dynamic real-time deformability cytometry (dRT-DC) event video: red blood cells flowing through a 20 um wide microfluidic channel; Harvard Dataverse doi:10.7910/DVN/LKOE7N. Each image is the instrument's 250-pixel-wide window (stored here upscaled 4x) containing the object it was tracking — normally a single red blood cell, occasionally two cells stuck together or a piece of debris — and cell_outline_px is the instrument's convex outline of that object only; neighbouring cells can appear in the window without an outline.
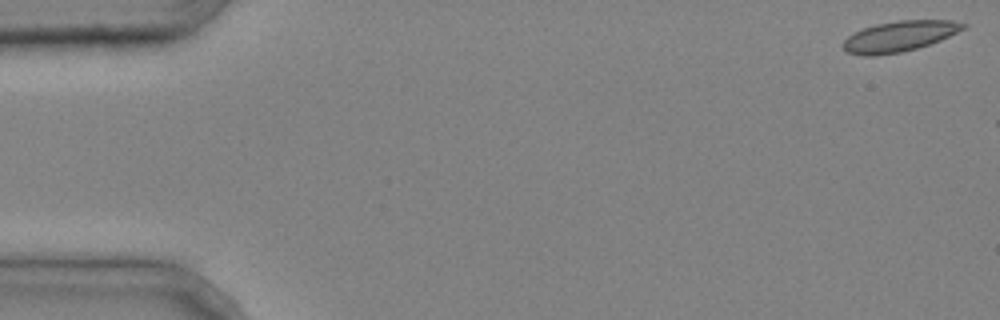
{"species": "common noctule bat (a hibernating species)", "species_latin": "Nyctalus noctula", "temperature_condition": "cold", "stored_images_in_passage": 2, "camera_frame_rate_fps": 3000, "um_per_image_px": 0.085, "animal": {"sex": "male", "body_mass_g": 20.4}, "frame": {"image": 1, "passage_image": 1, "time_ms": 0.0, "image_size_px": [1000, 320], "cell_outline_px": [[968, 24], [964, 28], [940, 40], [916, 48], [900, 52], [876, 56], [864, 56], [848, 52], [844, 48], [844, 40], [848, 36], [864, 28], [876, 24], [900, 20], [952, 20]], "centroid_in_image_um": [76.45, 3.08], "position_along_channel_um": 8.6, "area_um2": 21.04}}